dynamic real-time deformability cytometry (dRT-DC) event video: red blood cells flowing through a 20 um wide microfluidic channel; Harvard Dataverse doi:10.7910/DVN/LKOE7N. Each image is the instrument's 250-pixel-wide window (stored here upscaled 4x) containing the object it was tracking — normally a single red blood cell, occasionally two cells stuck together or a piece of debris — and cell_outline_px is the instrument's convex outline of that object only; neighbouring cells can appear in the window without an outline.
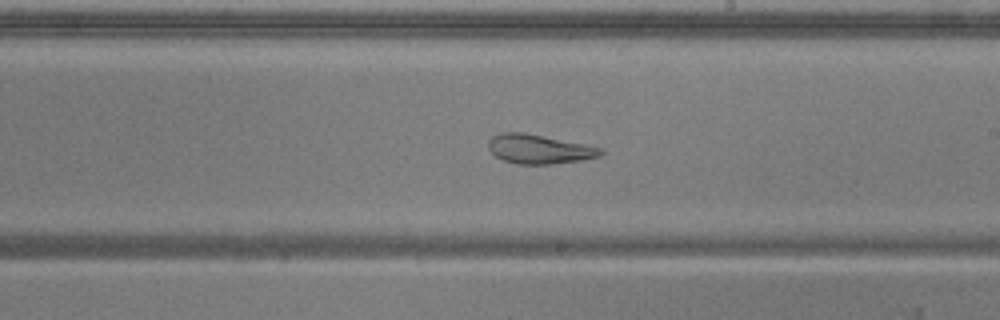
{"species": "common noctule bat (a hibernating species)", "species_latin": "Nyctalus noctula", "temperature_condition": "warm", "stored_images_in_passage": 54, "camera_frame_rate_fps": 3000, "um_per_image_px": 0.085, "animal": {"sex": "male", "body_mass_g": 20.5, "forearm_length_mm": 52.5}, "frame": {"image": 1, "passage_image": 31, "time_ms": 10.0, "image_size_px": [1000, 320], "cell_outline_px": [[604, 152], [600, 156], [580, 160], [552, 164], [516, 164], [504, 160], [496, 156], [488, 148], [488, 140], [492, 136], [500, 132], [524, 132], [604, 148]], "centroid_in_image_um": [45.81, 12.67], "position_along_channel_um": 243.2, "area_um2": 19.13}, "authors_computed_cell_mechanics": {"area_um2": 28.0041, "velocity_mm_per_s": 3.7584, "shape_relaxation_time_tau1_ms": null, "shape_relaxation_time_tau2_ms": 2.2967, "deformation_change_tau1": null, "deformation_change_tau2": 0.1012}}